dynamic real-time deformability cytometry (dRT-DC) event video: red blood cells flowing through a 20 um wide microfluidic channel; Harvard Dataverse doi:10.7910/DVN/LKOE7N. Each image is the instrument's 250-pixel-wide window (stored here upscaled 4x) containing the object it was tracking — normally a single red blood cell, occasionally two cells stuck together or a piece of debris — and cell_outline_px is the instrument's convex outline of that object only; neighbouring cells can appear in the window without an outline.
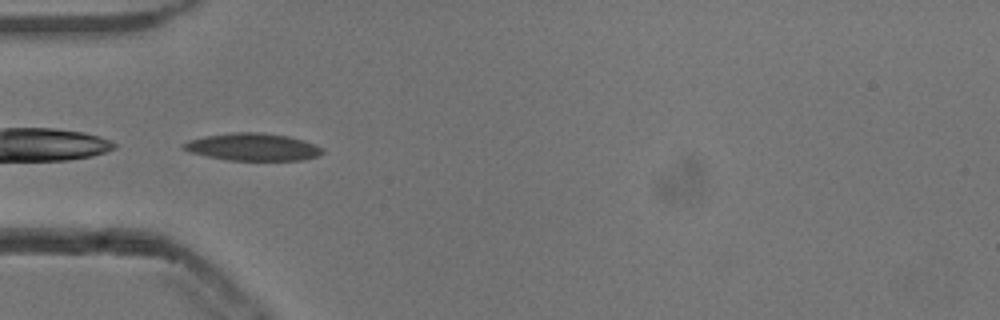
{"species": "common noctule bat (a hibernating species)", "species_latin": "Nyctalus noctula", "temperature_condition": "cold", "stored_images_in_passage": 31, "camera_frame_rate_fps": 3000, "um_per_image_px": 0.085, "animal": {"sex": "male", "body_mass_g": 13.3}, "frame": {"image": 1, "passage_image": 1, "time_ms": 0.0, "image_size_px": [1000, 320], "cell_outline_px": [[324, 152], [316, 156], [304, 160], [228, 160], [208, 156], [192, 152], [180, 148], [180, 144], [188, 140], [204, 136], [232, 132], [260, 132], [288, 136], [304, 140], [324, 148]], "centroid_in_image_um": [21.47, 12.48], "position_along_channel_um": 63.5, "area_um2": 22.25}}
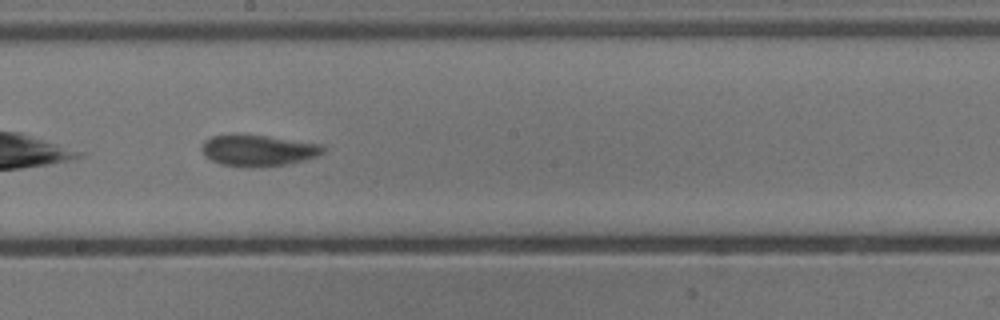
{"frame": {"image": 2, "passage_image": 14, "time_ms": 4.333, "image_size_px": [1000, 320], "cell_outline_px": [[328, 148], [324, 152], [316, 156], [304, 160], [284, 164], [260, 168], [220, 164], [204, 156], [200, 148], [204, 140], [212, 136], [232, 132], [236, 132], [320, 144]], "centroid_in_image_um": [21.87, 12.76], "position_along_channel_um": 226.3, "area_um2": 22.48}}
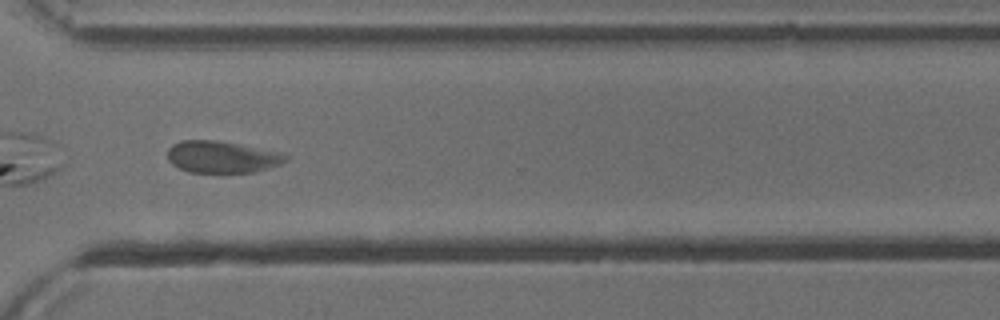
{"frame": {"image": 3, "passage_image": 24, "time_ms": 7.667, "image_size_px": [1000, 320], "cell_outline_px": [[288, 160], [280, 164], [268, 168], [252, 172], [188, 172], [172, 164], [168, 160], [168, 148], [172, 144], [180, 140], [216, 140], [276, 152], [288, 156]], "centroid_in_image_um": [18.8, 13.34], "position_along_channel_um": 351.8, "area_um2": 21.56}, "authors_computed_cell_mechanics": {"area_um2": 22.0218, "velocity_mm_per_s": 3.7731, "shape_relaxation_time_tau1_ms": 4.8817, "shape_relaxation_time_tau2_ms": 1.5722, "deformation_change_tau1": 0.1017, "deformation_change_tau2": 0.0742}}